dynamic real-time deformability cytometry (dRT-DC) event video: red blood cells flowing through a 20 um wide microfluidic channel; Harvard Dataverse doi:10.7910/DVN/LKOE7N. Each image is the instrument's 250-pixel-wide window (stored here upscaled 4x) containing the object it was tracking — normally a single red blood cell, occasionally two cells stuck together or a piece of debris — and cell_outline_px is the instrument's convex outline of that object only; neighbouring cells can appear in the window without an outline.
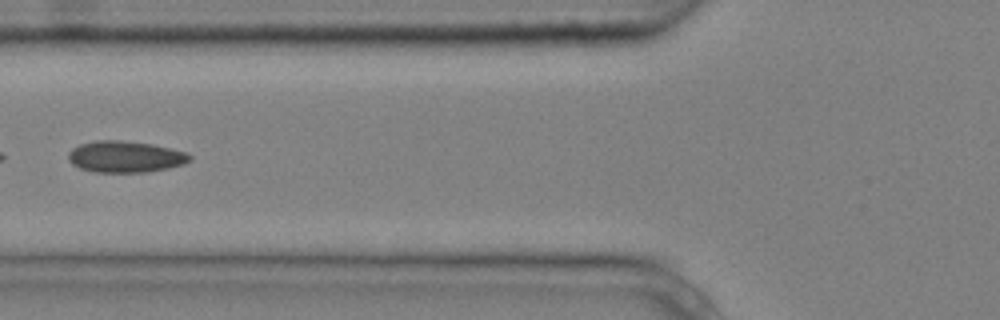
{"species": "common noctule bat (a hibernating species)", "species_latin": "Nyctalus noctula", "temperature_condition": "cold", "stored_images_in_passage": 5, "camera_frame_rate_fps": 3000, "um_per_image_px": 0.085, "animal": {"sex": "male", "body_mass_g": 20.4}, "frame": {"image": 1, "passage_image": 5, "time_ms": 1.333, "image_size_px": [1000, 320], "cell_outline_px": [[192, 160], [184, 164], [168, 168], [148, 172], [92, 172], [80, 168], [72, 164], [68, 160], [68, 152], [72, 148], [80, 144], [96, 140], [120, 140], [152, 144], [188, 152], [192, 156]], "centroid_in_image_um": [10.66, 13.32], "position_along_channel_um": 115.1, "area_um2": 22.48}}